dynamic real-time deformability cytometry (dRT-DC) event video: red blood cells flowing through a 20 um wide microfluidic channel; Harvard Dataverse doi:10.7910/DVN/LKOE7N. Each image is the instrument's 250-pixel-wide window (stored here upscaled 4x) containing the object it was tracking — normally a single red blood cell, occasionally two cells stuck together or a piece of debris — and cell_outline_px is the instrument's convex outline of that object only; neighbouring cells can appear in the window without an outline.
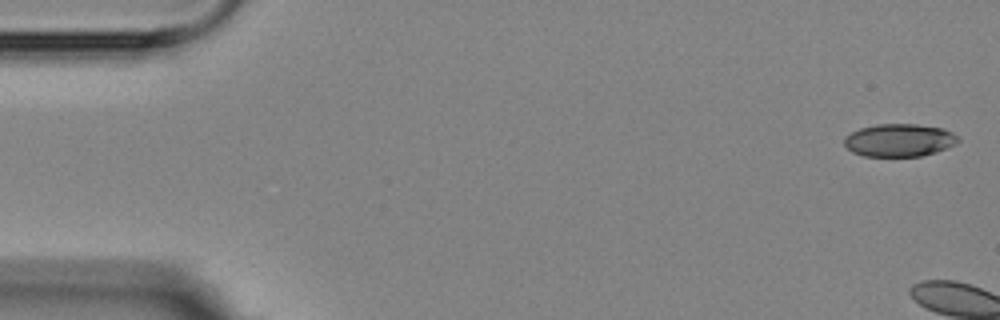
{"species": "Egyptian fruit bat (a non-hibernating species)", "species_latin": "Rousettus aegyptiacus", "temperature_condition": "room temperature", "stored_images_in_passage": 6, "camera_frame_rate_fps": 3000, "um_per_image_px": 0.085, "animal": {"sex": "female"}, "frame": {"image": 1, "passage_image": 1, "time_ms": 0.0, "image_size_px": [1000, 320], "cell_outline_px": [[960, 140], [956, 144], [948, 148], [936, 152], [920, 156], [864, 156], [852, 152], [844, 144], [844, 136], [860, 128], [876, 124], [916, 124], [940, 128], [952, 132]], "centroid_in_image_um": [76.43, 11.92], "position_along_channel_um": 8.6, "area_um2": 21.73}}
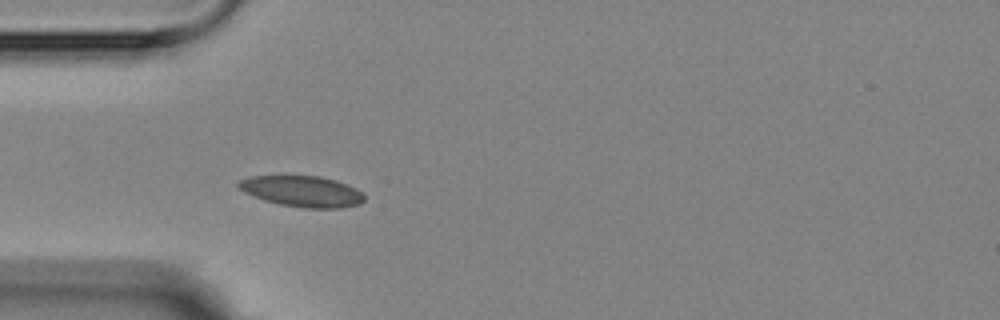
{"frame": {"image": 2, "passage_image": 6, "time_ms": 6.0, "image_size_px": [1000, 320], "cell_outline_px": [[364, 200], [360, 204], [340, 208], [304, 208], [280, 204], [264, 200], [244, 192], [236, 184], [240, 180], [252, 176], [320, 176], [336, 180], [356, 188], [364, 196]], "centroid_in_image_um": [25.7, 16.26], "position_along_channel_um": 59.3, "area_um2": 22.54}}